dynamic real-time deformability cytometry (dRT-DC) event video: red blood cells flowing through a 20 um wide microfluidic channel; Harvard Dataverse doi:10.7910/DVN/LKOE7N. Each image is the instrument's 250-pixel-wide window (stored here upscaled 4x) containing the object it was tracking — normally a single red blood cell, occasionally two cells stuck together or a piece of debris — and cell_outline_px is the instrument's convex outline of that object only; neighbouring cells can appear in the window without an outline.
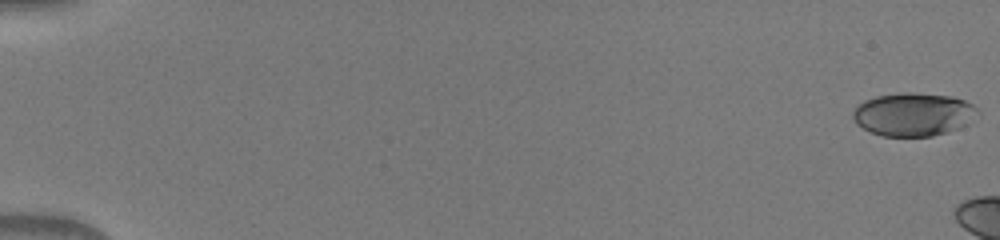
{"species": "human", "species_latin": "Homo sapiens", "temperature_condition": "warm", "stored_images_in_passage": 9, "camera_frame_rate_fps": 3000, "um_per_image_px": 0.085, "donor": {"sex": "male"}, "frame": {"image": 1, "passage_image": 1, "time_ms": 0.0, "image_size_px": [1000, 240], "cell_outline_px": [[980, 112], [968, 124], [948, 132], [932, 136], [884, 136], [872, 132], [856, 124], [852, 116], [852, 112], [864, 100], [876, 96], [900, 92], [916, 92], [952, 96], [964, 100], [972, 104]], "centroid_in_image_um": [77.65, 9.71], "position_along_channel_um": 7.3, "area_um2": 31.56}}